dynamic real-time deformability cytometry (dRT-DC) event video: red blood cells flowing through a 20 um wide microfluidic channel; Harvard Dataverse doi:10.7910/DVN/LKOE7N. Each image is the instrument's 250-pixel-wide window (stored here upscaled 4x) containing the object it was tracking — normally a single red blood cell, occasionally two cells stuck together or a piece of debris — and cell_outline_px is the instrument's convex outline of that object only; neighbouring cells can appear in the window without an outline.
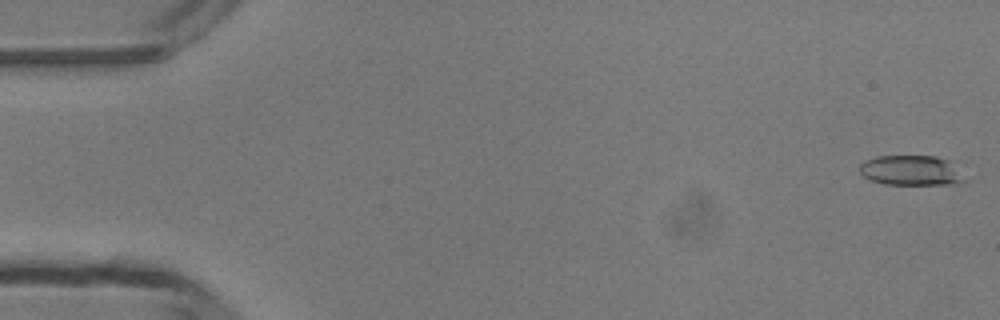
{"species": "common noctule bat (a hibernating species)", "species_latin": "Nyctalus noctula", "temperature_condition": "room temperature", "stored_images_in_passage": 49, "camera_frame_rate_fps": 3000, "um_per_image_px": 0.085, "animal": {"sex": "male", "body_mass_g": 13.3}, "frame": {"image": 1, "passage_image": 1, "time_ms": 0.0, "image_size_px": [1000, 320], "cell_outline_px": [[968, 180], [956, 184], [884, 184], [872, 180], [864, 176], [860, 172], [860, 164], [864, 160], [876, 156], [936, 156], [948, 160]], "centroid_in_image_um": [77.44, 14.48], "position_along_channel_um": 7.6, "area_um2": 18.32}}
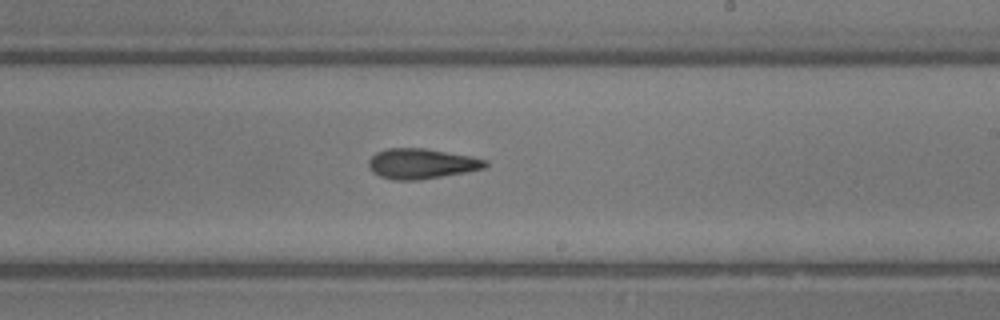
{"frame": {"image": 2, "passage_image": 29, "time_ms": 9.333, "image_size_px": [1000, 320], "cell_outline_px": [[488, 164], [484, 168], [464, 172], [420, 180], [392, 180], [380, 176], [372, 172], [368, 168], [368, 160], [376, 152], [388, 148], [424, 148], [472, 156], [488, 160]], "centroid_in_image_um": [35.8, 13.91], "position_along_channel_um": 253.2, "area_um2": 20.63}}
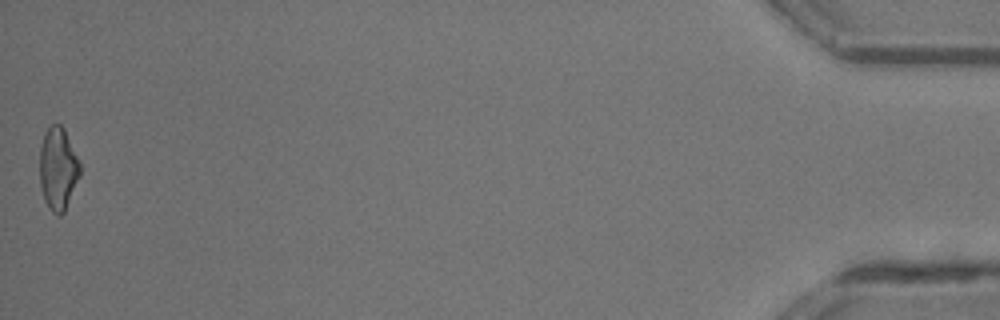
{"frame": {"image": 3, "passage_image": 49, "time_ms": 16.0, "image_size_px": [1000, 320], "cell_outline_px": [[80, 176], [64, 212], [60, 216], [56, 216], [48, 208], [44, 200], [40, 184], [40, 148], [44, 132], [52, 124], [60, 124], [64, 128], [80, 160]], "centroid_in_image_um": [4.94, 14.35], "position_along_channel_um": 430.3, "area_um2": 19.65}, "authors_computed_cell_mechanics": {"area_um2": 19.7098, "velocity_mm_per_s": 4.1998, "shape_relaxation_time_tau1_ms": 6.0008, "shape_relaxation_time_tau2_ms": 6.1654, "deformation_change_tau1": 0.1708, "deformation_change_tau2": 0.1911}}